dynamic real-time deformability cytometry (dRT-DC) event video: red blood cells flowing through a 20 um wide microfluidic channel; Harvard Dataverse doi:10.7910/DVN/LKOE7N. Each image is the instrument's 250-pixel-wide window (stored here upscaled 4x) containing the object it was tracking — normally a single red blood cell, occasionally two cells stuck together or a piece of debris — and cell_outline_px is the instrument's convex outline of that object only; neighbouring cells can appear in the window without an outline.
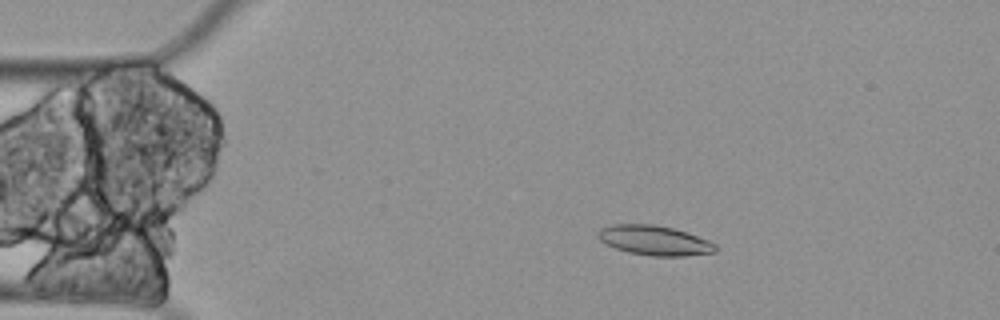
{"species": "Egyptian fruit bat (a non-hibernating species)", "species_latin": "Rousettus aegyptiacus", "temperature_condition": "cold", "stored_images_in_passage": 9, "camera_frame_rate_fps": 3000, "um_per_image_px": 0.085, "animal": {"sex": "female"}, "frame": {"image": 1, "passage_image": 3, "time_ms": 0.667, "image_size_px": [1000, 320], "cell_outline_px": [[716, 252], [684, 256], [652, 256], [628, 252], [616, 248], [600, 240], [596, 236], [596, 232], [600, 228], [612, 224], [656, 224], [688, 232], [708, 240], [716, 244]], "centroid_in_image_um": [55.62, 20.42], "position_along_channel_um": 29.4, "area_um2": 20.46}}
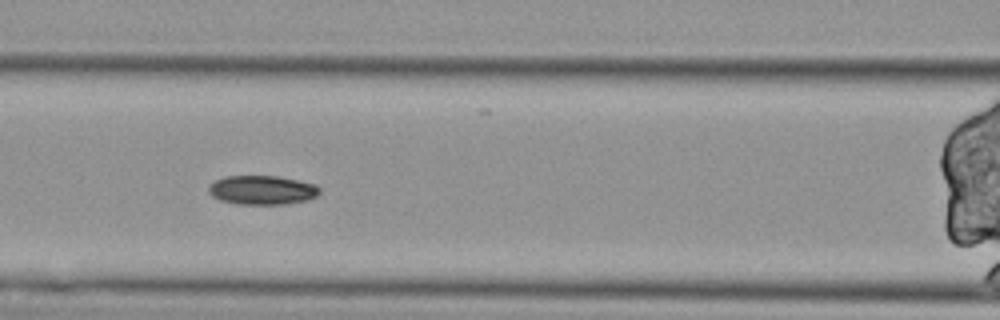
{"frame": {"image": 2, "passage_image": 7, "time_ms": 2.0, "image_size_px": [1000, 320], "cell_outline_px": [[320, 192], [316, 196], [308, 200], [284, 204], [240, 204], [220, 200], [212, 196], [208, 192], [208, 188], [216, 180], [224, 176], [280, 176], [300, 180], [316, 184], [320, 188]], "centroid_in_image_um": [22.32, 16.15], "position_along_channel_um": 144.3, "area_um2": 18.9}}
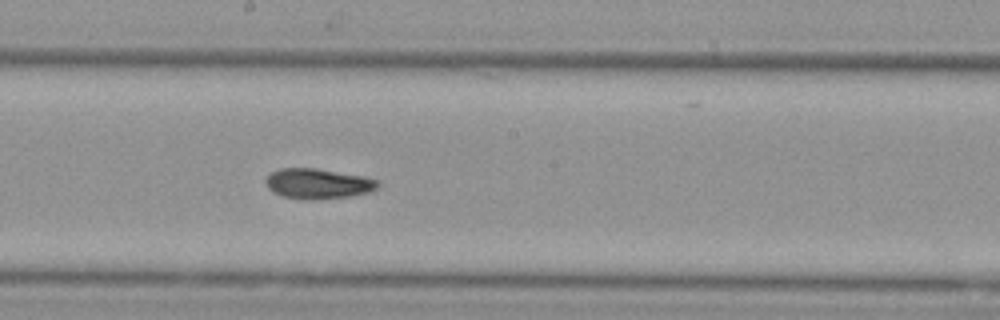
{"frame": {"image": 3, "passage_image": 9, "time_ms": 2.667, "image_size_px": [1000, 320], "cell_outline_px": [[380, 188], [372, 192], [348, 196], [312, 200], [304, 200], [284, 196], [272, 192], [268, 188], [264, 180], [272, 172], [280, 168], [316, 168], [364, 176], [380, 180]], "centroid_in_image_um": [27.07, 15.61], "position_along_channel_um": 221.1, "area_um2": 20.0}}